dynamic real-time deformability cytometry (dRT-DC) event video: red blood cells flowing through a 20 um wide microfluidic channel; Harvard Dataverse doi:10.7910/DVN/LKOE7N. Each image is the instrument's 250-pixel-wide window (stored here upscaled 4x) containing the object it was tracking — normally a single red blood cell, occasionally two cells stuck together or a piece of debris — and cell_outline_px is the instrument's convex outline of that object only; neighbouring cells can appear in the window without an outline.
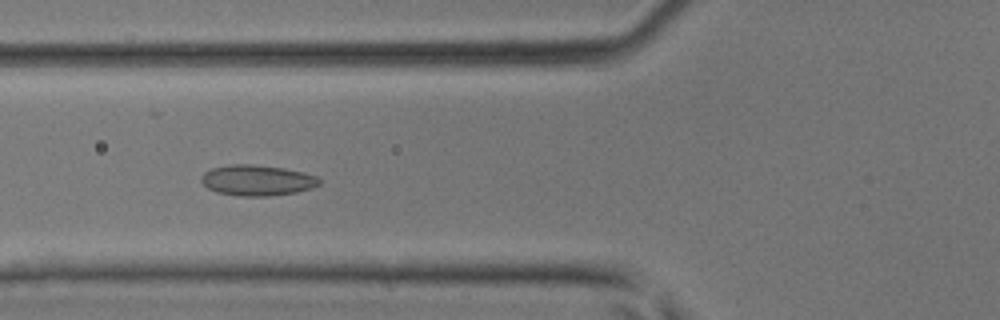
{"species": "common noctule bat (a hibernating species)", "species_latin": "Nyctalus noctula", "temperature_condition": "room temperature", "stored_images_in_passage": 35, "camera_frame_rate_fps": 3000, "um_per_image_px": 0.085, "animal": {"sex": "male", "body_mass_g": 17.9, "forearm_length_mm": 54.2}, "frame": {"image": 1, "passage_image": 12, "time_ms": 3.667, "image_size_px": [1000, 320], "cell_outline_px": [[320, 184], [312, 188], [296, 192], [268, 196], [240, 196], [216, 192], [208, 188], [200, 180], [200, 176], [204, 172], [212, 168], [228, 164], [252, 164], [284, 168], [304, 172], [316, 176], [320, 180]], "centroid_in_image_um": [21.84, 15.32], "position_along_channel_um": 104.0, "area_um2": 21.21}}
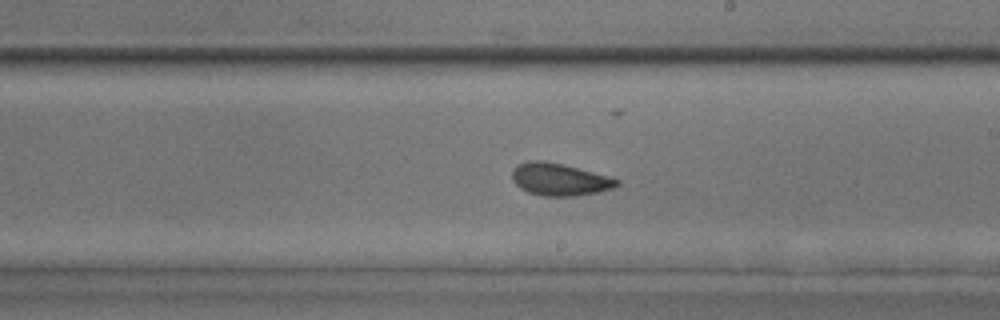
{"frame": {"image": 2, "passage_image": 21, "time_ms": 6.667, "image_size_px": [1000, 320], "cell_outline_px": [[620, 184], [612, 188], [596, 192], [576, 196], [544, 196], [528, 192], [520, 188], [512, 180], [512, 172], [520, 164], [528, 160], [544, 160], [564, 164], [608, 176], [620, 180]], "centroid_in_image_um": [47.56, 15.25], "position_along_channel_um": 241.4, "area_um2": 19.65}}
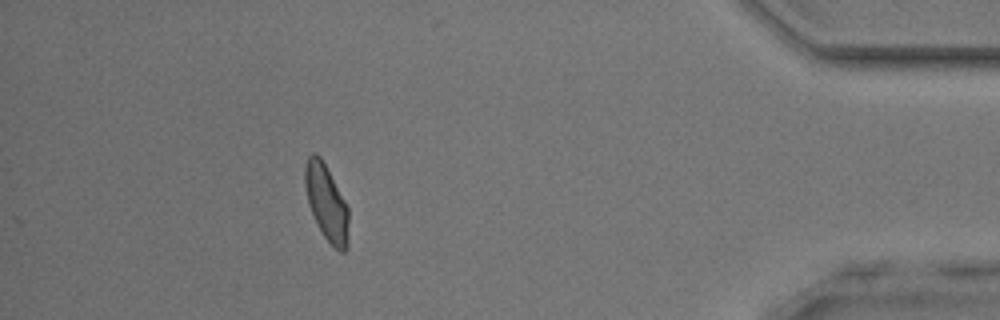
{"frame": {"image": 3, "passage_image": 35, "time_ms": 11.333, "image_size_px": [1000, 320], "cell_outline_px": [[348, 248], [344, 252], [340, 252], [324, 236], [308, 204], [304, 184], [304, 168], [308, 156], [312, 152], [316, 152], [320, 156], [344, 200], [348, 208]], "centroid_in_image_um": [27.74, 17.2], "position_along_channel_um": 407.5, "area_um2": 19.02}}